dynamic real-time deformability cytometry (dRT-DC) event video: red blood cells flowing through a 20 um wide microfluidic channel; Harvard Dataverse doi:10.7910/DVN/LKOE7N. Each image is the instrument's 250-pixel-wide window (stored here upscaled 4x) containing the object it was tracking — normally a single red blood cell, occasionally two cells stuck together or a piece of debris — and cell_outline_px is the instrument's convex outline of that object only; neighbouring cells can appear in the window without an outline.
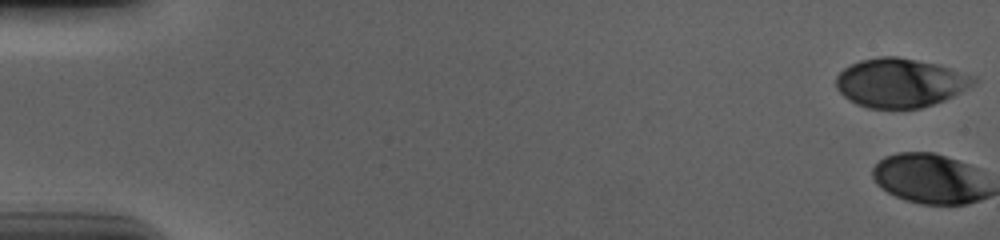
{"species": "human", "species_latin": "Homo sapiens", "temperature_condition": "cold", "stored_images_in_passage": 3, "camera_frame_rate_fps": 3000, "um_per_image_px": 0.085, "donor": {"sex": "male"}, "frame": {"image": 1, "passage_image": 1, "time_ms": 0.0, "image_size_px": [1000, 240], "cell_outline_px": [[980, 80], [976, 84], [944, 100], [920, 108], [868, 108], [856, 104], [848, 100], [836, 88], [836, 76], [844, 68], [860, 60], [880, 56], [896, 56], [940, 64], [976, 76]], "centroid_in_image_um": [76.55, 7.03], "position_along_channel_um": 8.5, "area_um2": 39.54}}